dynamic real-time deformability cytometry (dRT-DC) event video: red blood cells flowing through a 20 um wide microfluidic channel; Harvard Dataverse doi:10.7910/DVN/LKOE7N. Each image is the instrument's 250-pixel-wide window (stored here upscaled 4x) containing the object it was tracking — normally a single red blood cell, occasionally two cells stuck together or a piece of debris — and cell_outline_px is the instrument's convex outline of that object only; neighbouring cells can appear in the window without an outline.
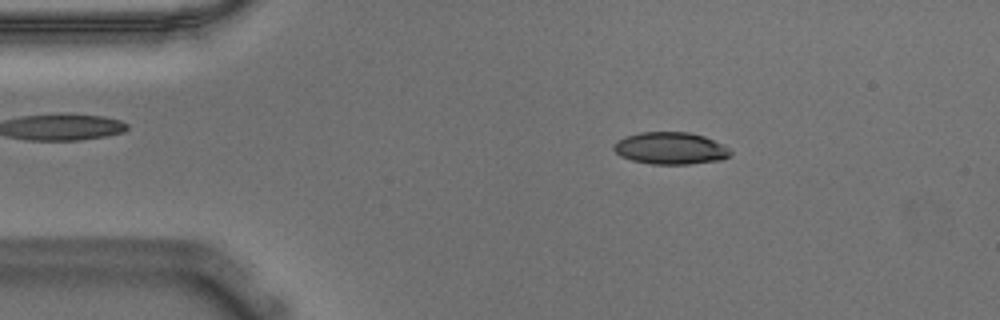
{"species": "Egyptian fruit bat (a non-hibernating species)", "species_latin": "Rousettus aegyptiacus", "temperature_condition": "warm", "stored_images_in_passage": 11, "camera_frame_rate_fps": 3000, "um_per_image_px": 0.085, "animal": {"sex": "male"}, "frame": {"image": 1, "passage_image": 8, "time_ms": 2.333, "image_size_px": [1000, 320], "cell_outline_px": [[732, 152], [728, 156], [720, 160], [688, 164], [652, 164], [632, 160], [620, 156], [612, 148], [612, 144], [616, 140], [624, 136], [640, 132], [688, 132], [704, 136], [724, 144]], "centroid_in_image_um": [56.95, 12.59], "position_along_channel_um": 28.0, "area_um2": 21.96}}